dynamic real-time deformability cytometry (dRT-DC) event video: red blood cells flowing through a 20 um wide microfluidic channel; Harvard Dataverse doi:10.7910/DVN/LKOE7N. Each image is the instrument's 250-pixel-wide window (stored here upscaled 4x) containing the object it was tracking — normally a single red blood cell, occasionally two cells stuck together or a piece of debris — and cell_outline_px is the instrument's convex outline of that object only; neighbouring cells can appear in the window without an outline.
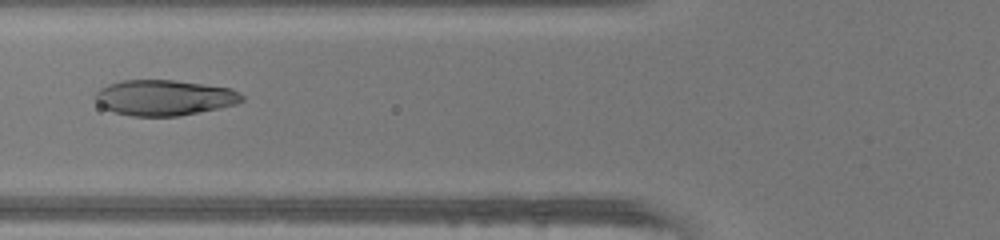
{"species": "human", "species_latin": "Homo sapiens", "temperature_condition": "warm", "stored_images_in_passage": 48, "camera_frame_rate_fps": 3000, "um_per_image_px": 0.085, "donor": {"sex": "female"}, "frame": {"image": 1, "passage_image": 19, "time_ms": 6.0, "image_size_px": [1000, 240], "cell_outline_px": [[244, 100], [236, 104], [220, 108], [180, 116], [132, 116], [116, 112], [104, 108], [96, 100], [96, 92], [100, 88], [108, 84], [124, 80], [172, 80], [204, 84], [232, 88], [244, 96]], "centroid_in_image_um": [14.0, 8.3], "position_along_channel_um": 111.8, "area_um2": 30.35}}
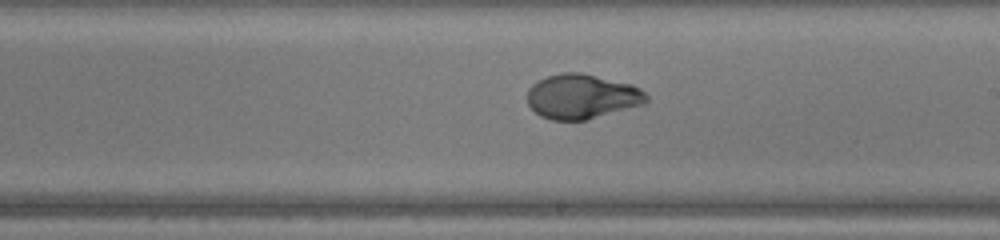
{"frame": {"image": 2, "passage_image": 28, "time_ms": 9.0, "image_size_px": [1000, 240], "cell_outline_px": [[648, 100], [644, 104], [584, 120], [552, 120], [540, 116], [528, 104], [528, 88], [532, 84], [548, 76], [564, 72], [580, 72], [632, 84], [640, 88], [648, 96]], "centroid_in_image_um": [49.47, 8.2], "position_along_channel_um": 239.5, "area_um2": 30.81}}
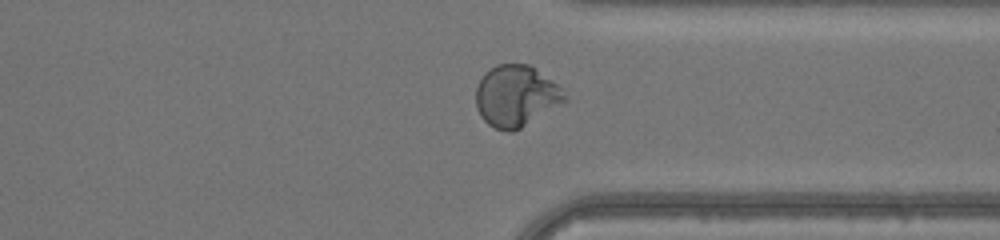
{"frame": {"image": 3, "passage_image": 37, "time_ms": 12.0, "image_size_px": [1000, 240], "cell_outline_px": [[568, 100], [520, 128], [512, 132], [508, 132], [496, 128], [488, 124], [480, 116], [476, 108], [476, 88], [484, 72], [496, 64], [528, 64], [556, 84], [560, 88]], "centroid_in_image_um": [43.82, 8.16], "position_along_channel_um": 367.6, "area_um2": 31.39}, "authors_computed_cell_mechanics": {"area_um2": 31.8478, "velocity_mm_per_s": 4.2724, "shape_relaxation_time_tau1_ms": 6.0331, "shape_relaxation_time_tau2_ms": null, "deformation_change_tau1": 0.2954, "deformation_change_tau2": null}}